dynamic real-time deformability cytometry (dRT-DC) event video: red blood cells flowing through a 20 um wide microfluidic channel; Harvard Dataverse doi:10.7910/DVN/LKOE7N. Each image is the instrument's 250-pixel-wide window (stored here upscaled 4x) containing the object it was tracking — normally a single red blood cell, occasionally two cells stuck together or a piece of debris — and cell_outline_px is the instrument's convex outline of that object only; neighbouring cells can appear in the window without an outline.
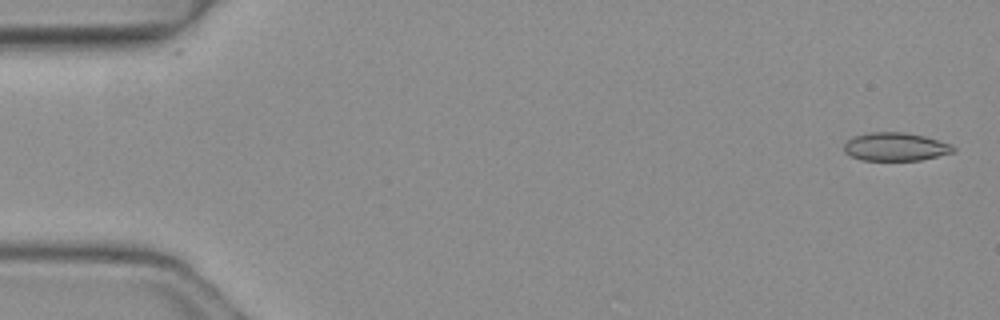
{"species": "common noctule bat (a hibernating species)", "species_latin": "Nyctalus noctula", "temperature_condition": "warm", "stored_images_in_passage": 7, "camera_frame_rate_fps": 3000, "um_per_image_px": 0.085, "animal": {"sex": "female", "body_mass_g": 19.3, "forearm_length_mm": 54.1}, "frame": {"image": 1, "passage_image": 1, "time_ms": 0.0, "image_size_px": [1000, 320], "cell_outline_px": [[956, 152], [920, 160], [860, 160], [844, 152], [844, 144], [852, 136], [872, 132], [904, 132], [924, 136], [952, 144], [956, 148]], "centroid_in_image_um": [76.13, 12.47], "position_along_channel_um": 8.9, "area_um2": 18.09}}
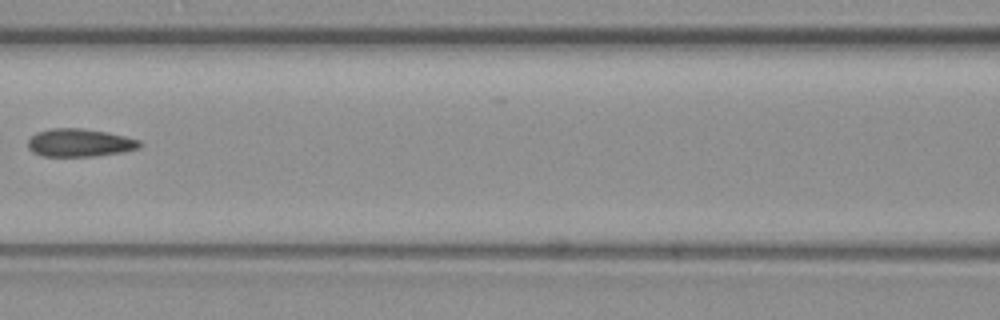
{"frame": {"image": 2, "passage_image": 6, "time_ms": 1.667, "image_size_px": [1000, 320], "cell_outline_px": [[144, 144], [140, 148], [124, 152], [96, 156], [40, 156], [32, 152], [28, 148], [28, 140], [36, 132], [52, 128], [80, 128], [108, 132], [140, 140]], "centroid_in_image_um": [6.79, 12.14], "position_along_channel_um": 159.8, "area_um2": 18.44}}
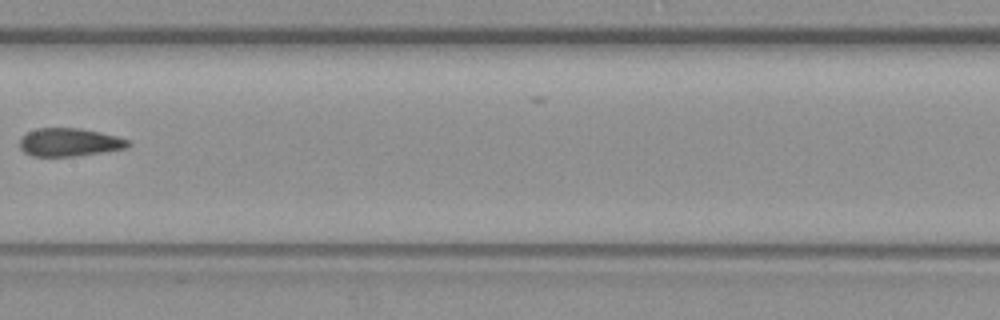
{"frame": {"image": 3, "passage_image": 7, "time_ms": 2.0, "image_size_px": [1000, 320], "cell_outline_px": [[132, 144], [128, 148], [72, 156], [32, 156], [24, 152], [20, 148], [20, 140], [28, 132], [36, 128], [80, 128], [100, 132], [132, 140]], "centroid_in_image_um": [5.94, 12.09], "position_along_channel_um": 201.5, "area_um2": 17.74}}